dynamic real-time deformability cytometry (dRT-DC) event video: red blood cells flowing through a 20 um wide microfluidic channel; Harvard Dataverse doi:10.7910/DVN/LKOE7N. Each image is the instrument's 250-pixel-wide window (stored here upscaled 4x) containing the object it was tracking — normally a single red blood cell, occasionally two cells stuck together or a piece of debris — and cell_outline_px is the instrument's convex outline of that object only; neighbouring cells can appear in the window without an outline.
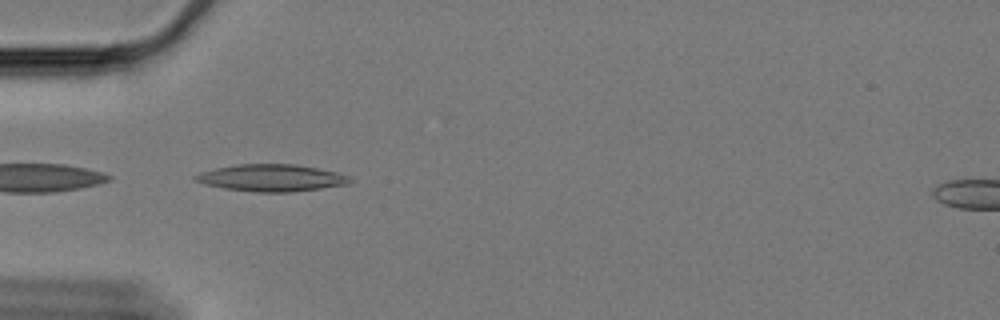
{"species": "Egyptian fruit bat (a non-hibernating species)", "species_latin": "Rousettus aegyptiacus", "temperature_condition": "cold", "stored_images_in_passage": 42, "camera_frame_rate_fps": 3000, "um_per_image_px": 0.085, "animal": {"sex": "female"}, "frame": {"image": 1, "passage_image": 1, "time_ms": 0.0, "image_size_px": [1000, 320], "cell_outline_px": [[352, 180], [348, 184], [292, 192], [256, 192], [224, 188], [204, 184], [192, 180], [192, 176], [200, 172], [216, 168], [236, 164], [296, 164], [336, 172], [348, 176]], "centroid_in_image_um": [23.01, 15.12], "position_along_channel_um": 62.0, "area_um2": 24.28}}
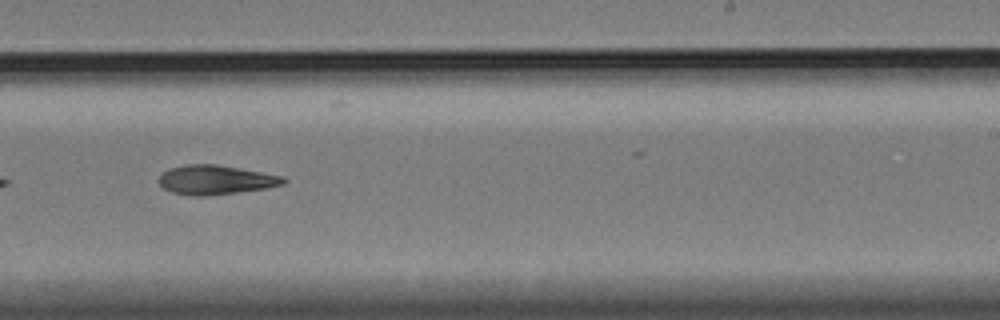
{"frame": {"image": 2, "passage_image": 20, "time_ms": 6.333, "image_size_px": [1000, 320], "cell_outline_px": [[288, 180], [284, 184], [264, 188], [236, 192], [204, 196], [188, 196], [172, 192], [164, 188], [160, 184], [160, 176], [168, 168], [188, 164], [216, 164], [284, 176]], "centroid_in_image_um": [18.33, 15.28], "position_along_channel_um": 270.7, "area_um2": 21.1}}
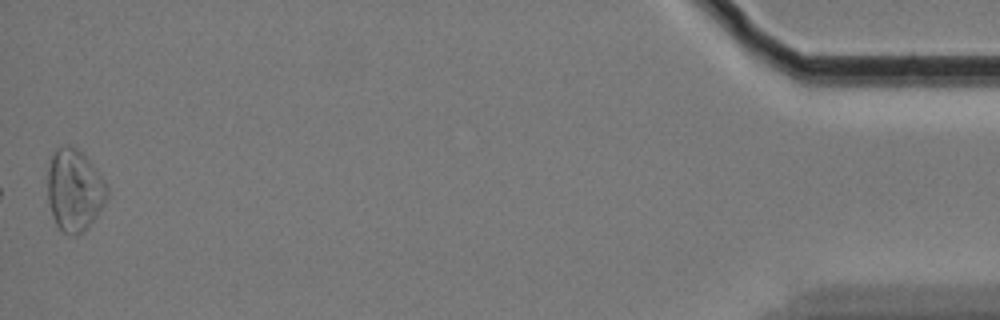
{"frame": {"image": 3, "passage_image": 42, "time_ms": 13.667, "image_size_px": [1000, 320], "cell_outline_px": [[108, 196], [104, 204], [96, 216], [80, 232], [72, 236], [64, 232], [56, 224], [52, 216], [48, 200], [48, 168], [52, 156], [56, 148], [68, 144], [72, 144], [92, 164], [104, 180], [108, 188]], "centroid_in_image_um": [6.31, 16.13], "position_along_channel_um": 428.9, "area_um2": 28.03}}